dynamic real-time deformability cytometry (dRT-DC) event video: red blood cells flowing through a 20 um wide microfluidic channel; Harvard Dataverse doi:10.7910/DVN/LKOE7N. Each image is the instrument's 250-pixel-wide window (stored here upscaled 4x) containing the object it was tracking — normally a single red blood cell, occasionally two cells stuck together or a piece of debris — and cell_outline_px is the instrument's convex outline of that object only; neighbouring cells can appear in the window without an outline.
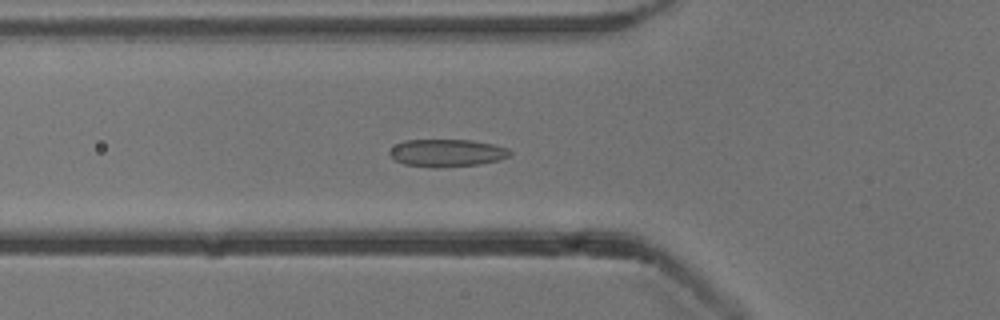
{"species": "common noctule bat (a hibernating species)", "species_latin": "Nyctalus noctula", "temperature_condition": "cold", "stored_images_in_passage": 28, "camera_frame_rate_fps": 3000, "um_per_image_px": 0.085, "animal": {"sex": "male", "body_mass_g": 13.3}, "frame": {"image": 1, "passage_image": 19, "time_ms": 6.0, "image_size_px": [1000, 320], "cell_outline_px": [[512, 152], [508, 156], [500, 160], [480, 164], [440, 168], [436, 168], [404, 164], [388, 156], [388, 152], [396, 144], [404, 140], [472, 140], [492, 144], [508, 148]], "centroid_in_image_um": [37.97, 13.0], "position_along_channel_um": 87.8, "area_um2": 19.42}}
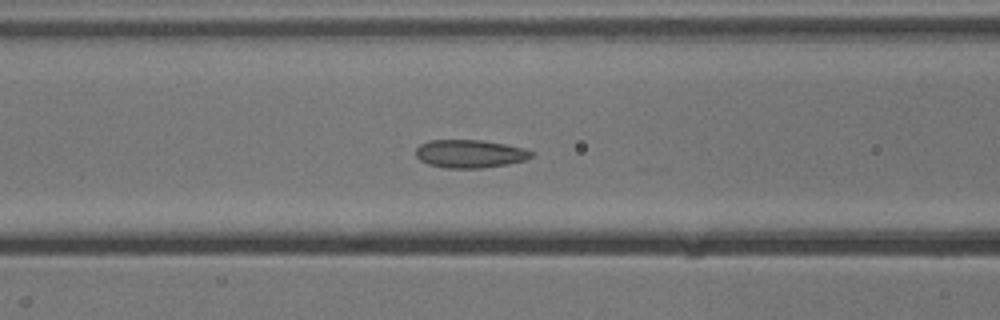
{"frame": {"image": 2, "passage_image": 22, "time_ms": 7.0, "image_size_px": [1000, 320], "cell_outline_px": [[532, 156], [524, 160], [508, 164], [480, 168], [444, 168], [428, 164], [420, 160], [416, 156], [416, 148], [420, 144], [428, 140], [480, 140], [504, 144], [524, 148], [532, 152]], "centroid_in_image_um": [39.9, 13.07], "position_along_channel_um": 126.7, "area_um2": 18.84}}
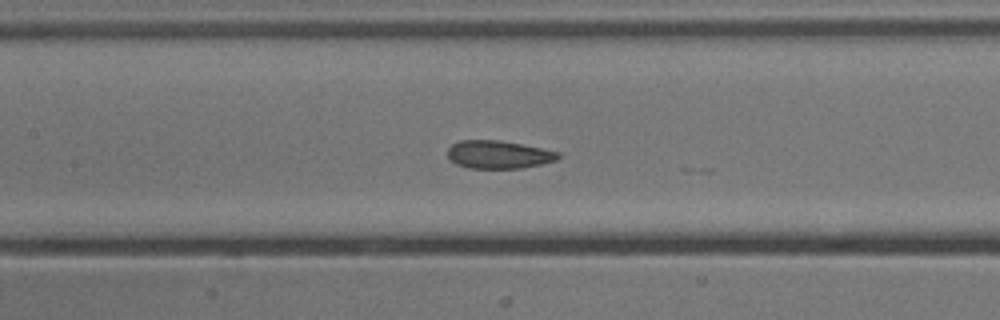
{"frame": {"image": 3, "passage_image": 25, "time_ms": 8.0, "image_size_px": [1000, 320], "cell_outline_px": [[560, 156], [556, 160], [540, 164], [520, 168], [468, 168], [456, 164], [448, 156], [448, 148], [452, 144], [460, 140], [500, 140], [560, 152]], "centroid_in_image_um": [42.36, 13.13], "position_along_channel_um": 165.0, "area_um2": 17.86}}